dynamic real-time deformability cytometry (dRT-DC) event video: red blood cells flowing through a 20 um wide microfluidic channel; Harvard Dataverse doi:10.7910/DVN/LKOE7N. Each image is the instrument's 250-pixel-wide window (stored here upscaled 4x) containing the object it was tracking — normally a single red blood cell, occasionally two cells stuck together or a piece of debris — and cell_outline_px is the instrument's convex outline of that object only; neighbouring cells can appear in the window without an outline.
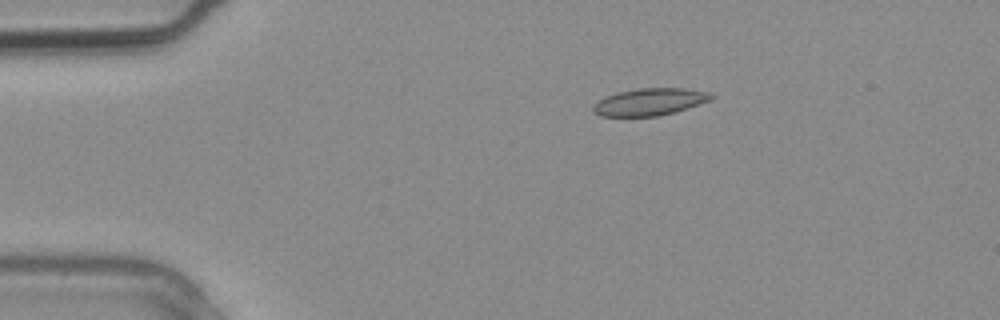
{"species": "common noctule bat (a hibernating species)", "species_latin": "Nyctalus noctula", "temperature_condition": "warm", "stored_images_in_passage": 3, "camera_frame_rate_fps": 3000, "um_per_image_px": 0.085, "animal": {"sex": "male", "body_mass_g": 20.4}, "frame": {"image": 1, "passage_image": 2, "time_ms": 0.333, "image_size_px": [1000, 320], "cell_outline_px": [[716, 96], [712, 100], [660, 116], [600, 116], [592, 112], [592, 108], [604, 96], [616, 92], [636, 88], [684, 88], [708, 92]], "centroid_in_image_um": [55.22, 8.65], "position_along_channel_um": 29.8, "area_um2": 18.73}}
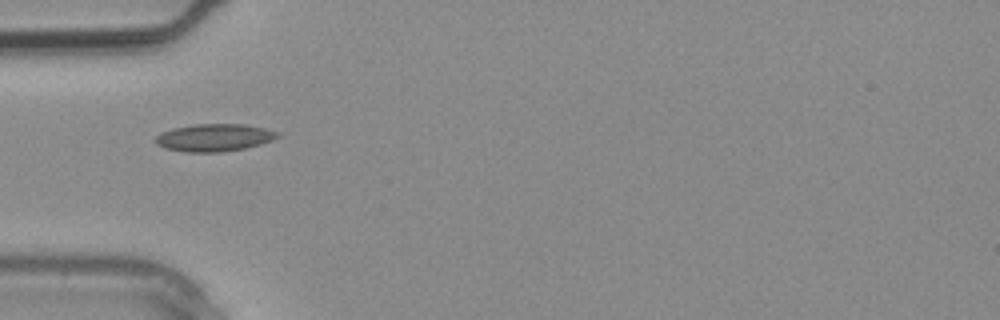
{"frame": {"image": 2, "passage_image": 3, "time_ms": 0.667, "image_size_px": [1000, 320], "cell_outline_px": [[280, 136], [272, 140], [260, 144], [244, 148], [220, 152], [184, 152], [164, 148], [156, 144], [156, 136], [160, 132], [172, 128], [196, 124], [244, 124], [264, 128], [280, 132]], "centroid_in_image_um": [18.2, 11.69], "position_along_channel_um": 66.8, "area_um2": 19.59}}